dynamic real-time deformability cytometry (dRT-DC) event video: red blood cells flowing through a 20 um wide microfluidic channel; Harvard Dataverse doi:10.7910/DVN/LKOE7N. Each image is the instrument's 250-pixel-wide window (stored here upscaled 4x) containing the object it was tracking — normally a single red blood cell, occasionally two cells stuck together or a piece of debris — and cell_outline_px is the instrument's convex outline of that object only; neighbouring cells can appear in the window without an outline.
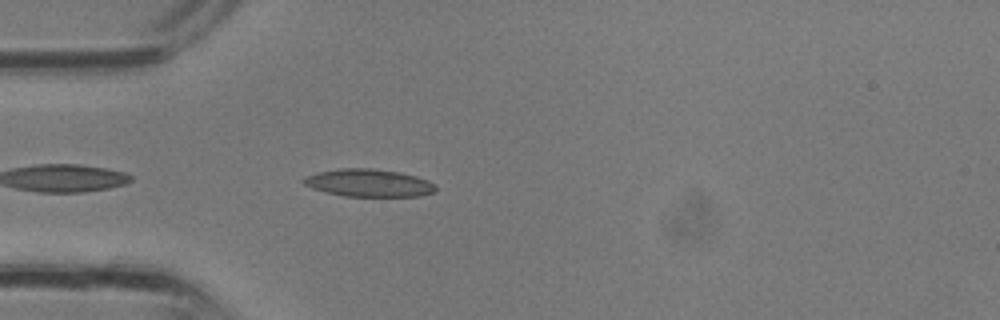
{"species": "common noctule bat (a hibernating species)", "species_latin": "Nyctalus noctula", "temperature_condition": "room temperature", "stored_images_in_passage": 29, "camera_frame_rate_fps": 3000, "um_per_image_px": 0.085, "animal": {"sex": "male", "body_mass_g": 13.3}, "frame": {"image": 1, "passage_image": 7, "time_ms": 2.0, "image_size_px": [1000, 320], "cell_outline_px": [[436, 192], [420, 196], [344, 196], [312, 188], [304, 184], [300, 180], [304, 176], [320, 172], [340, 168], [372, 168], [396, 172], [416, 176], [428, 180], [436, 184]], "centroid_in_image_um": [31.36, 15.55], "position_along_channel_um": 53.6, "area_um2": 21.21}}
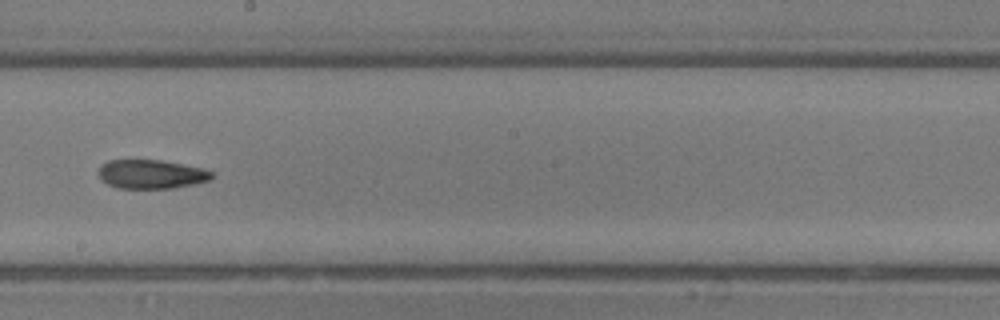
{"frame": {"image": 2, "passage_image": 16, "time_ms": 5.0, "image_size_px": [1000, 320], "cell_outline_px": [[216, 176], [212, 180], [196, 184], [172, 188], [116, 188], [108, 184], [96, 172], [100, 164], [108, 160], [160, 160], [204, 168], [212, 172]], "centroid_in_image_um": [12.89, 14.8], "position_along_channel_um": 235.3, "area_um2": 19.36}}
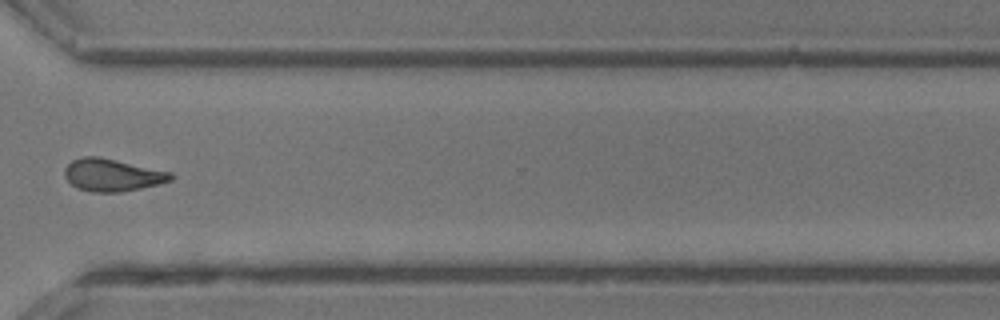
{"frame": {"image": 3, "passage_image": 22, "time_ms": 7.0, "image_size_px": [1000, 320], "cell_outline_px": [[172, 180], [140, 188], [120, 192], [92, 192], [76, 188], [64, 176], [64, 168], [72, 160], [84, 156], [100, 156], [172, 172]], "centroid_in_image_um": [9.51, 14.86], "position_along_channel_um": 361.1, "area_um2": 20.06}}